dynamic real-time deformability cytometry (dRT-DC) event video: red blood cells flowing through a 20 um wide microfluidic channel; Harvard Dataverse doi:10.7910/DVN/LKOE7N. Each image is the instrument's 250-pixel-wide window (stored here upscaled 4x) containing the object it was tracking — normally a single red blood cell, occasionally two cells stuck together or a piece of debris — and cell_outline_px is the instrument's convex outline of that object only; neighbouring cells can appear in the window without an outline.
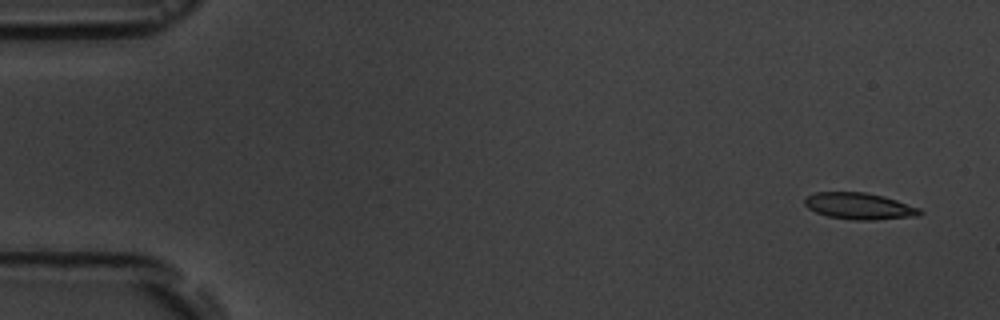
{"species": "common noctule bat (a hibernating species)", "species_latin": "Nyctalus noctula", "temperature_condition": "room temperature", "stored_images_in_passage": 5, "camera_frame_rate_fps": 3000, "um_per_image_px": 0.085, "animal": {"sex": "male", "body_mass_g": 19.5, "forearm_length_mm": 54.6}, "frame": {"image": 1, "passage_image": 1, "time_ms": 0.0, "image_size_px": [1000, 320], "cell_outline_px": [[924, 212], [920, 216], [872, 220], [852, 220], [828, 216], [816, 212], [808, 208], [804, 204], [804, 200], [808, 196], [816, 192], [864, 192], [884, 196], [920, 208]], "centroid_in_image_um": [73.07, 17.52], "position_along_channel_um": 11.9, "area_um2": 17.86}}
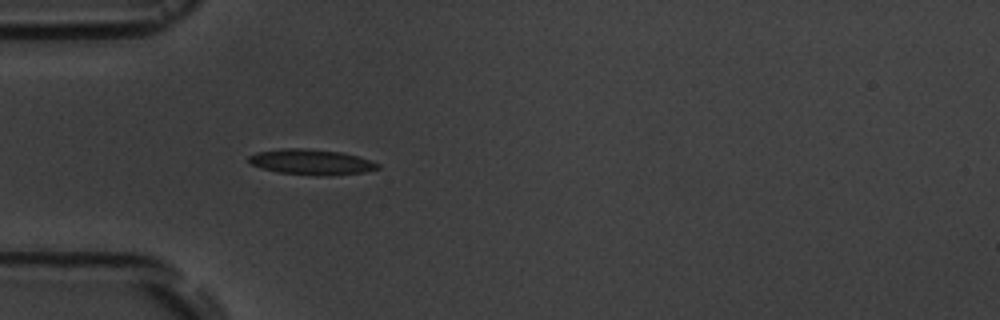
{"frame": {"image": 2, "passage_image": 5, "time_ms": 4.667, "image_size_px": [1000, 320], "cell_outline_px": [[380, 168], [364, 172], [316, 176], [276, 172], [260, 168], [252, 164], [248, 160], [248, 156], [256, 152], [284, 148], [304, 148], [344, 152], [380, 164]], "centroid_in_image_um": [26.42, 13.77], "position_along_channel_um": 58.6, "area_um2": 19.13}}